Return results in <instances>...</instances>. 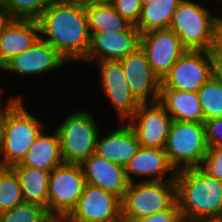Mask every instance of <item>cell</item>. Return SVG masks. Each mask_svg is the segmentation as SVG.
Segmentation results:
<instances>
[{
    "instance_id": "cell-6",
    "label": "cell",
    "mask_w": 222,
    "mask_h": 222,
    "mask_svg": "<svg viewBox=\"0 0 222 222\" xmlns=\"http://www.w3.org/2000/svg\"><path fill=\"white\" fill-rule=\"evenodd\" d=\"M64 163L81 164L96 150L99 130L89 112L69 114L56 128Z\"/></svg>"
},
{
    "instance_id": "cell-21",
    "label": "cell",
    "mask_w": 222,
    "mask_h": 222,
    "mask_svg": "<svg viewBox=\"0 0 222 222\" xmlns=\"http://www.w3.org/2000/svg\"><path fill=\"white\" fill-rule=\"evenodd\" d=\"M158 103L172 120L204 123L197 92L160 88Z\"/></svg>"
},
{
    "instance_id": "cell-24",
    "label": "cell",
    "mask_w": 222,
    "mask_h": 222,
    "mask_svg": "<svg viewBox=\"0 0 222 222\" xmlns=\"http://www.w3.org/2000/svg\"><path fill=\"white\" fill-rule=\"evenodd\" d=\"M19 178L25 203L37 204L48 212V185L51 171L33 167H12Z\"/></svg>"
},
{
    "instance_id": "cell-39",
    "label": "cell",
    "mask_w": 222,
    "mask_h": 222,
    "mask_svg": "<svg viewBox=\"0 0 222 222\" xmlns=\"http://www.w3.org/2000/svg\"><path fill=\"white\" fill-rule=\"evenodd\" d=\"M53 222H69L65 218H60V219H53Z\"/></svg>"
},
{
    "instance_id": "cell-23",
    "label": "cell",
    "mask_w": 222,
    "mask_h": 222,
    "mask_svg": "<svg viewBox=\"0 0 222 222\" xmlns=\"http://www.w3.org/2000/svg\"><path fill=\"white\" fill-rule=\"evenodd\" d=\"M85 10L90 32H124L133 24L122 17L108 0H87Z\"/></svg>"
},
{
    "instance_id": "cell-34",
    "label": "cell",
    "mask_w": 222,
    "mask_h": 222,
    "mask_svg": "<svg viewBox=\"0 0 222 222\" xmlns=\"http://www.w3.org/2000/svg\"><path fill=\"white\" fill-rule=\"evenodd\" d=\"M212 61H222V21L216 27L211 48Z\"/></svg>"
},
{
    "instance_id": "cell-5",
    "label": "cell",
    "mask_w": 222,
    "mask_h": 222,
    "mask_svg": "<svg viewBox=\"0 0 222 222\" xmlns=\"http://www.w3.org/2000/svg\"><path fill=\"white\" fill-rule=\"evenodd\" d=\"M164 150L175 171L201 167L208 151L204 123L172 120Z\"/></svg>"
},
{
    "instance_id": "cell-18",
    "label": "cell",
    "mask_w": 222,
    "mask_h": 222,
    "mask_svg": "<svg viewBox=\"0 0 222 222\" xmlns=\"http://www.w3.org/2000/svg\"><path fill=\"white\" fill-rule=\"evenodd\" d=\"M124 169L130 183L135 182L133 174L140 177H154L141 181H175L176 176V171L170 165L164 148L140 146ZM169 171L173 174L164 180V176Z\"/></svg>"
},
{
    "instance_id": "cell-2",
    "label": "cell",
    "mask_w": 222,
    "mask_h": 222,
    "mask_svg": "<svg viewBox=\"0 0 222 222\" xmlns=\"http://www.w3.org/2000/svg\"><path fill=\"white\" fill-rule=\"evenodd\" d=\"M176 199L190 222L222 219V182L200 167L176 171Z\"/></svg>"
},
{
    "instance_id": "cell-28",
    "label": "cell",
    "mask_w": 222,
    "mask_h": 222,
    "mask_svg": "<svg viewBox=\"0 0 222 222\" xmlns=\"http://www.w3.org/2000/svg\"><path fill=\"white\" fill-rule=\"evenodd\" d=\"M12 19L37 20L57 0H1Z\"/></svg>"
},
{
    "instance_id": "cell-13",
    "label": "cell",
    "mask_w": 222,
    "mask_h": 222,
    "mask_svg": "<svg viewBox=\"0 0 222 222\" xmlns=\"http://www.w3.org/2000/svg\"><path fill=\"white\" fill-rule=\"evenodd\" d=\"M172 117L158 103L141 104L127 122L135 131L140 146L164 148Z\"/></svg>"
},
{
    "instance_id": "cell-29",
    "label": "cell",
    "mask_w": 222,
    "mask_h": 222,
    "mask_svg": "<svg viewBox=\"0 0 222 222\" xmlns=\"http://www.w3.org/2000/svg\"><path fill=\"white\" fill-rule=\"evenodd\" d=\"M0 222H53V218L46 208L23 202L11 210L0 213Z\"/></svg>"
},
{
    "instance_id": "cell-36",
    "label": "cell",
    "mask_w": 222,
    "mask_h": 222,
    "mask_svg": "<svg viewBox=\"0 0 222 222\" xmlns=\"http://www.w3.org/2000/svg\"><path fill=\"white\" fill-rule=\"evenodd\" d=\"M212 76L222 84V61H212Z\"/></svg>"
},
{
    "instance_id": "cell-27",
    "label": "cell",
    "mask_w": 222,
    "mask_h": 222,
    "mask_svg": "<svg viewBox=\"0 0 222 222\" xmlns=\"http://www.w3.org/2000/svg\"><path fill=\"white\" fill-rule=\"evenodd\" d=\"M204 121L222 117V84L213 76L197 92Z\"/></svg>"
},
{
    "instance_id": "cell-38",
    "label": "cell",
    "mask_w": 222,
    "mask_h": 222,
    "mask_svg": "<svg viewBox=\"0 0 222 222\" xmlns=\"http://www.w3.org/2000/svg\"><path fill=\"white\" fill-rule=\"evenodd\" d=\"M140 1H141L142 6H145L149 3H151L153 0H140Z\"/></svg>"
},
{
    "instance_id": "cell-8",
    "label": "cell",
    "mask_w": 222,
    "mask_h": 222,
    "mask_svg": "<svg viewBox=\"0 0 222 222\" xmlns=\"http://www.w3.org/2000/svg\"><path fill=\"white\" fill-rule=\"evenodd\" d=\"M86 184L80 164L62 163L49 176L48 214L66 218L75 208Z\"/></svg>"
},
{
    "instance_id": "cell-37",
    "label": "cell",
    "mask_w": 222,
    "mask_h": 222,
    "mask_svg": "<svg viewBox=\"0 0 222 222\" xmlns=\"http://www.w3.org/2000/svg\"><path fill=\"white\" fill-rule=\"evenodd\" d=\"M1 130H2V104L0 107V142H1Z\"/></svg>"
},
{
    "instance_id": "cell-1",
    "label": "cell",
    "mask_w": 222,
    "mask_h": 222,
    "mask_svg": "<svg viewBox=\"0 0 222 222\" xmlns=\"http://www.w3.org/2000/svg\"><path fill=\"white\" fill-rule=\"evenodd\" d=\"M40 38L48 42L67 61H82L90 45L85 2L57 0L37 19Z\"/></svg>"
},
{
    "instance_id": "cell-11",
    "label": "cell",
    "mask_w": 222,
    "mask_h": 222,
    "mask_svg": "<svg viewBox=\"0 0 222 222\" xmlns=\"http://www.w3.org/2000/svg\"><path fill=\"white\" fill-rule=\"evenodd\" d=\"M100 69L101 88L122 122L130 119L141 103L132 94L119 60L96 62Z\"/></svg>"
},
{
    "instance_id": "cell-10",
    "label": "cell",
    "mask_w": 222,
    "mask_h": 222,
    "mask_svg": "<svg viewBox=\"0 0 222 222\" xmlns=\"http://www.w3.org/2000/svg\"><path fill=\"white\" fill-rule=\"evenodd\" d=\"M65 219L69 222H120L122 201L118 196L86 183L75 208Z\"/></svg>"
},
{
    "instance_id": "cell-12",
    "label": "cell",
    "mask_w": 222,
    "mask_h": 222,
    "mask_svg": "<svg viewBox=\"0 0 222 222\" xmlns=\"http://www.w3.org/2000/svg\"><path fill=\"white\" fill-rule=\"evenodd\" d=\"M140 47L145 52L153 72L161 80L187 50L170 29L152 30L141 34Z\"/></svg>"
},
{
    "instance_id": "cell-25",
    "label": "cell",
    "mask_w": 222,
    "mask_h": 222,
    "mask_svg": "<svg viewBox=\"0 0 222 222\" xmlns=\"http://www.w3.org/2000/svg\"><path fill=\"white\" fill-rule=\"evenodd\" d=\"M182 0H153L142 6L139 21L135 27L141 34L152 30L168 29L172 16Z\"/></svg>"
},
{
    "instance_id": "cell-7",
    "label": "cell",
    "mask_w": 222,
    "mask_h": 222,
    "mask_svg": "<svg viewBox=\"0 0 222 222\" xmlns=\"http://www.w3.org/2000/svg\"><path fill=\"white\" fill-rule=\"evenodd\" d=\"M175 181L132 182L122 201V221L155 214L168 209L176 201Z\"/></svg>"
},
{
    "instance_id": "cell-3",
    "label": "cell",
    "mask_w": 222,
    "mask_h": 222,
    "mask_svg": "<svg viewBox=\"0 0 222 222\" xmlns=\"http://www.w3.org/2000/svg\"><path fill=\"white\" fill-rule=\"evenodd\" d=\"M22 98L14 96L2 107L0 166L3 167L20 164L43 131V122L25 109Z\"/></svg>"
},
{
    "instance_id": "cell-41",
    "label": "cell",
    "mask_w": 222,
    "mask_h": 222,
    "mask_svg": "<svg viewBox=\"0 0 222 222\" xmlns=\"http://www.w3.org/2000/svg\"><path fill=\"white\" fill-rule=\"evenodd\" d=\"M178 222H190V221H188L186 218H181Z\"/></svg>"
},
{
    "instance_id": "cell-16",
    "label": "cell",
    "mask_w": 222,
    "mask_h": 222,
    "mask_svg": "<svg viewBox=\"0 0 222 222\" xmlns=\"http://www.w3.org/2000/svg\"><path fill=\"white\" fill-rule=\"evenodd\" d=\"M65 62L67 59L39 37L30 48L10 59L0 70L21 76L40 75L62 67Z\"/></svg>"
},
{
    "instance_id": "cell-40",
    "label": "cell",
    "mask_w": 222,
    "mask_h": 222,
    "mask_svg": "<svg viewBox=\"0 0 222 222\" xmlns=\"http://www.w3.org/2000/svg\"><path fill=\"white\" fill-rule=\"evenodd\" d=\"M200 222H222V219H220V220H208V221H200Z\"/></svg>"
},
{
    "instance_id": "cell-15",
    "label": "cell",
    "mask_w": 222,
    "mask_h": 222,
    "mask_svg": "<svg viewBox=\"0 0 222 222\" xmlns=\"http://www.w3.org/2000/svg\"><path fill=\"white\" fill-rule=\"evenodd\" d=\"M90 45L83 62L95 65L104 60H119L140 47L141 33L132 25L127 31L90 32Z\"/></svg>"
},
{
    "instance_id": "cell-33",
    "label": "cell",
    "mask_w": 222,
    "mask_h": 222,
    "mask_svg": "<svg viewBox=\"0 0 222 222\" xmlns=\"http://www.w3.org/2000/svg\"><path fill=\"white\" fill-rule=\"evenodd\" d=\"M208 147H222V117L204 121Z\"/></svg>"
},
{
    "instance_id": "cell-22",
    "label": "cell",
    "mask_w": 222,
    "mask_h": 222,
    "mask_svg": "<svg viewBox=\"0 0 222 222\" xmlns=\"http://www.w3.org/2000/svg\"><path fill=\"white\" fill-rule=\"evenodd\" d=\"M63 162L60 150V140L56 129L53 134L45 135L44 130L32 143L25 158L13 167H33L52 171Z\"/></svg>"
},
{
    "instance_id": "cell-9",
    "label": "cell",
    "mask_w": 222,
    "mask_h": 222,
    "mask_svg": "<svg viewBox=\"0 0 222 222\" xmlns=\"http://www.w3.org/2000/svg\"><path fill=\"white\" fill-rule=\"evenodd\" d=\"M211 77V52L186 50L162 78L161 88L198 92Z\"/></svg>"
},
{
    "instance_id": "cell-42",
    "label": "cell",
    "mask_w": 222,
    "mask_h": 222,
    "mask_svg": "<svg viewBox=\"0 0 222 222\" xmlns=\"http://www.w3.org/2000/svg\"><path fill=\"white\" fill-rule=\"evenodd\" d=\"M2 89H0V105L2 104L1 95H2Z\"/></svg>"
},
{
    "instance_id": "cell-4",
    "label": "cell",
    "mask_w": 222,
    "mask_h": 222,
    "mask_svg": "<svg viewBox=\"0 0 222 222\" xmlns=\"http://www.w3.org/2000/svg\"><path fill=\"white\" fill-rule=\"evenodd\" d=\"M219 16L212 15L201 4L182 0L169 25L187 50L211 51Z\"/></svg>"
},
{
    "instance_id": "cell-19",
    "label": "cell",
    "mask_w": 222,
    "mask_h": 222,
    "mask_svg": "<svg viewBox=\"0 0 222 222\" xmlns=\"http://www.w3.org/2000/svg\"><path fill=\"white\" fill-rule=\"evenodd\" d=\"M99 138L98 135L95 154L123 167L135 156L140 147L135 131L126 122L109 135Z\"/></svg>"
},
{
    "instance_id": "cell-17",
    "label": "cell",
    "mask_w": 222,
    "mask_h": 222,
    "mask_svg": "<svg viewBox=\"0 0 222 222\" xmlns=\"http://www.w3.org/2000/svg\"><path fill=\"white\" fill-rule=\"evenodd\" d=\"M80 165L87 184L100 187L123 199L130 184L123 166L112 163L95 153Z\"/></svg>"
},
{
    "instance_id": "cell-32",
    "label": "cell",
    "mask_w": 222,
    "mask_h": 222,
    "mask_svg": "<svg viewBox=\"0 0 222 222\" xmlns=\"http://www.w3.org/2000/svg\"><path fill=\"white\" fill-rule=\"evenodd\" d=\"M182 218L177 200L168 208L155 214L134 218L129 222H178Z\"/></svg>"
},
{
    "instance_id": "cell-35",
    "label": "cell",
    "mask_w": 222,
    "mask_h": 222,
    "mask_svg": "<svg viewBox=\"0 0 222 222\" xmlns=\"http://www.w3.org/2000/svg\"><path fill=\"white\" fill-rule=\"evenodd\" d=\"M11 17L4 7L2 1L0 0V36L6 27V25L11 21Z\"/></svg>"
},
{
    "instance_id": "cell-31",
    "label": "cell",
    "mask_w": 222,
    "mask_h": 222,
    "mask_svg": "<svg viewBox=\"0 0 222 222\" xmlns=\"http://www.w3.org/2000/svg\"><path fill=\"white\" fill-rule=\"evenodd\" d=\"M108 2L122 17L133 25L137 24L142 11L140 0H108Z\"/></svg>"
},
{
    "instance_id": "cell-43",
    "label": "cell",
    "mask_w": 222,
    "mask_h": 222,
    "mask_svg": "<svg viewBox=\"0 0 222 222\" xmlns=\"http://www.w3.org/2000/svg\"><path fill=\"white\" fill-rule=\"evenodd\" d=\"M69 1H82V2H86L87 0H69Z\"/></svg>"
},
{
    "instance_id": "cell-30",
    "label": "cell",
    "mask_w": 222,
    "mask_h": 222,
    "mask_svg": "<svg viewBox=\"0 0 222 222\" xmlns=\"http://www.w3.org/2000/svg\"><path fill=\"white\" fill-rule=\"evenodd\" d=\"M200 168L209 176L222 182V147H208Z\"/></svg>"
},
{
    "instance_id": "cell-26",
    "label": "cell",
    "mask_w": 222,
    "mask_h": 222,
    "mask_svg": "<svg viewBox=\"0 0 222 222\" xmlns=\"http://www.w3.org/2000/svg\"><path fill=\"white\" fill-rule=\"evenodd\" d=\"M18 175L12 167L0 166V213L23 203Z\"/></svg>"
},
{
    "instance_id": "cell-20",
    "label": "cell",
    "mask_w": 222,
    "mask_h": 222,
    "mask_svg": "<svg viewBox=\"0 0 222 222\" xmlns=\"http://www.w3.org/2000/svg\"><path fill=\"white\" fill-rule=\"evenodd\" d=\"M40 37L32 19H11L0 36V69L13 57L30 48Z\"/></svg>"
},
{
    "instance_id": "cell-14",
    "label": "cell",
    "mask_w": 222,
    "mask_h": 222,
    "mask_svg": "<svg viewBox=\"0 0 222 222\" xmlns=\"http://www.w3.org/2000/svg\"><path fill=\"white\" fill-rule=\"evenodd\" d=\"M119 61L135 98L141 104L158 102L161 79L153 72L141 47Z\"/></svg>"
}]
</instances>
